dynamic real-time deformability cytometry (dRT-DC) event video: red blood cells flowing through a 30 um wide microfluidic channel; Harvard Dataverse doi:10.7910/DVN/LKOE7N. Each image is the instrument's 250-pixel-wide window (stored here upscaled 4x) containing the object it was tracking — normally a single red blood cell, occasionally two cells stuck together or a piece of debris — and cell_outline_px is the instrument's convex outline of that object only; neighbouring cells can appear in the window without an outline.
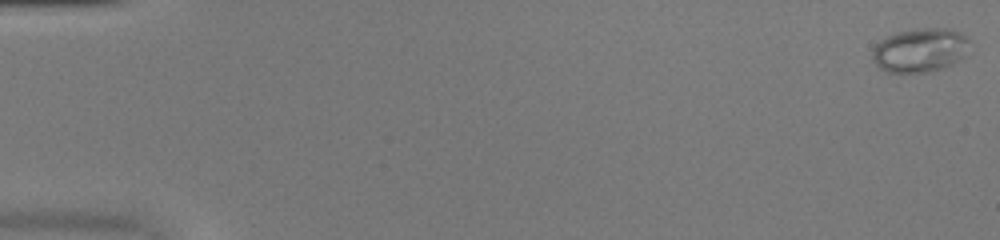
{"species": "common noctule bat (a hibernating species)", "species_latin": "Nyctalus noctula", "temperature_condition": "warm", "stored_images_in_passage": 52, "camera_frame_rate_fps": 3000, "um_per_image_px": 0.085, "animal": {"sex": "female", "body_mass_g": 20.0, "forearm_length_mm": 54.0}, "frame": {"image": 1, "passage_image": 1, "time_ms": 0.0, "image_size_px": [1000, 240], "cell_outline_px": [[968, 40], [964, 56], [960, 60], [944, 68], [932, 72], [888, 72], [880, 68], [872, 60], [872, 52], [876, 44], [880, 40], [896, 32], [920, 28], [948, 28], [960, 32]], "centroid_in_image_um": [78.18, 4.27], "position_along_channel_um": 6.8, "area_um2": 24.85}}
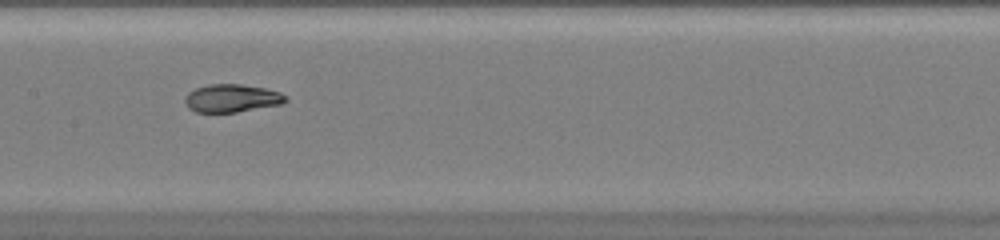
{"frame": {"image": 2, "passage_image": 27, "time_ms": 8.667, "image_size_px": [1000, 240], "cell_outline_px": [[288, 100], [280, 104], [236, 112], [196, 112], [188, 108], [184, 100], [184, 96], [188, 92], [196, 88], [208, 84], [240, 84], [264, 88], [280, 92], [288, 96]], "centroid_in_image_um": [19.68, 8.34], "position_along_channel_um": 187.7, "area_um2": 16.42}}
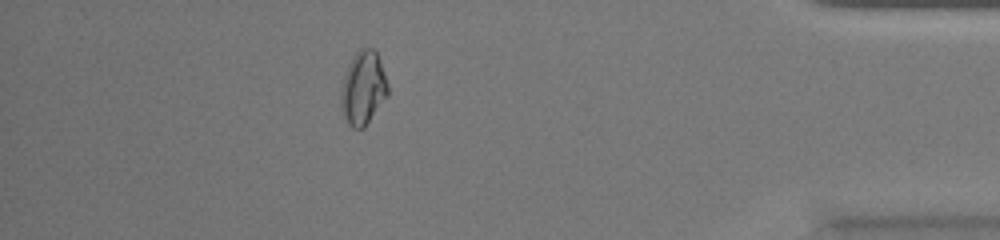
{"frame": {"image": 3, "passage_image": 46, "time_ms": 15.0, "image_size_px": [1000, 240], "cell_outline_px": [[388, 96], [364, 128], [352, 128], [348, 124], [344, 116], [340, 104], [340, 92], [344, 76], [348, 64], [356, 52], [360, 48], [372, 48], [376, 52], [380, 60], [388, 84]], "centroid_in_image_um": [30.86, 7.49], "position_along_channel_um": 404.3, "area_um2": 20.17}, "authors_computed_cell_mechanics": {"area_um2": 18.6116, "velocity_mm_per_s": 4.0681, "shape_relaxation_time_tau1_ms": null, "shape_relaxation_time_tau2_ms": 0.5818, "deformation_change_tau1": null, "deformation_change_tau2": 0.0242}}